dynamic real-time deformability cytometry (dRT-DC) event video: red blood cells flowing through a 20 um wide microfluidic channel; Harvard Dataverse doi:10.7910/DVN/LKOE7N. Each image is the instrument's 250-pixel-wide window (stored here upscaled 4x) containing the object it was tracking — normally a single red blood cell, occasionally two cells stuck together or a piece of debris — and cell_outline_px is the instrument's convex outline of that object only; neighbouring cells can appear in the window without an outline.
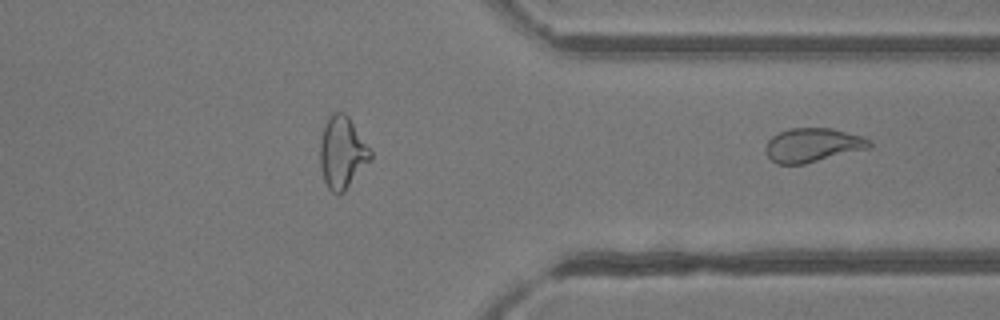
{"species": "common noctule bat (a hibernating species)", "species_latin": "Nyctalus noctula", "temperature_condition": "room temperature", "stored_images_in_passage": 29, "segment_of_instrument_passage": [2, 2], "camera_frame_rate_fps": 3000, "um_per_image_px": 0.085, "animal": {"sex": "female"}, "frame": {"image": 1, "passage_image": 29, "time_ms": 9.333, "image_size_px": [1000, 320], "cell_outline_px": [[872, 144], [868, 148], [804, 164], [776, 164], [768, 156], [764, 148], [768, 140], [772, 136], [780, 132], [792, 128], [832, 128], [860, 136], [872, 140]], "centroid_in_image_um": [69.05, 12.33], "position_along_channel_um": 342.3, "area_um2": 20.35}}